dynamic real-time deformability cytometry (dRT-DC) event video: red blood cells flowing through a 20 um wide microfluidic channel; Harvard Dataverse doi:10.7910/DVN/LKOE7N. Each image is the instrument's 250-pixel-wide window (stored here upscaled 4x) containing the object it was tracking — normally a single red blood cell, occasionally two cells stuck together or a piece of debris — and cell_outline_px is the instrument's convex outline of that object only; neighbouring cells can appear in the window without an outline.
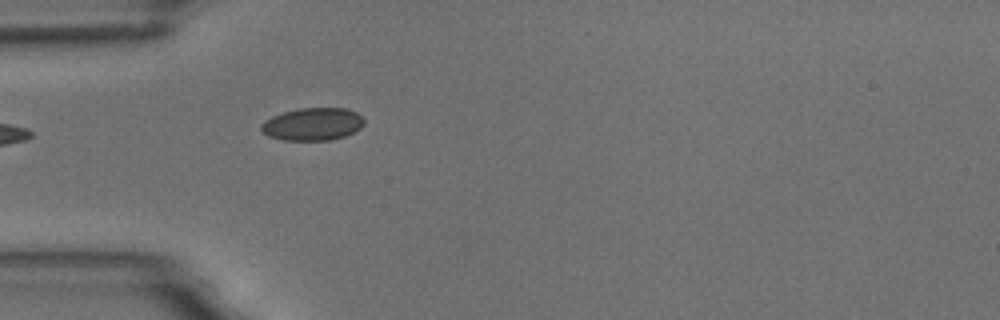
{"species": "common noctule bat (a hibernating species)", "species_latin": "Nyctalus noctula", "temperature_condition": "room temperature", "stored_images_in_passage": 14, "camera_frame_rate_fps": 3000, "um_per_image_px": 0.085, "animal": {"sex": "male", "body_mass_g": 18.8}, "frame": {"image": 1, "passage_image": 1, "time_ms": 0.0, "image_size_px": [1000, 320], "cell_outline_px": [[364, 124], [360, 128], [344, 136], [328, 140], [284, 140], [268, 136], [260, 128], [260, 124], [264, 120], [272, 116], [284, 112], [300, 108], [348, 108], [356, 112], [364, 120]], "centroid_in_image_um": [26.56, 10.54], "position_along_channel_um": 58.4, "area_um2": 19.48}}